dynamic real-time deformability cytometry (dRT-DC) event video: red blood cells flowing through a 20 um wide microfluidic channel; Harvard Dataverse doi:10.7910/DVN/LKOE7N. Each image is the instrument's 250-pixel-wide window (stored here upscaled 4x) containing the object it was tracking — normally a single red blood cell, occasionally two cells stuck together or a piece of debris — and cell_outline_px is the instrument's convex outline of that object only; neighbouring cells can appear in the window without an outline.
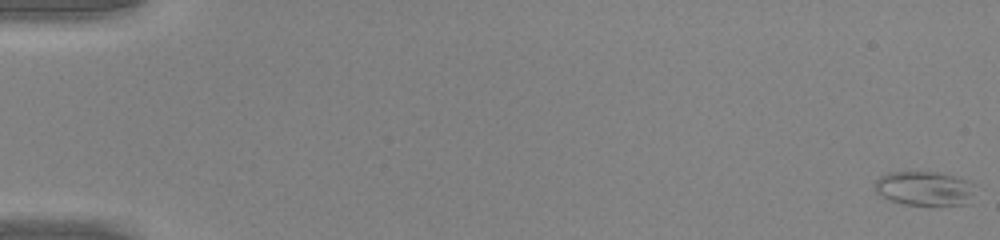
{"species": "common noctule bat (a hibernating species)", "species_latin": "Nyctalus noctula", "temperature_condition": "warm", "stored_images_in_passage": 50, "camera_frame_rate_fps": 3000, "um_per_image_px": 0.085, "animal": {"sex": "male", "body_mass_g": 20.0, "forearm_length_mm": 53.3}, "frame": {"image": 1, "passage_image": 1, "time_ms": 0.0, "image_size_px": [1000, 240], "cell_outline_px": [[972, 184], [968, 204], [904, 204], [888, 200], [880, 196], [876, 192], [876, 180], [880, 176], [888, 172], [936, 172], [968, 180]], "centroid_in_image_um": [78.49, 16.0], "position_along_channel_um": 6.5, "area_um2": 19.54}}
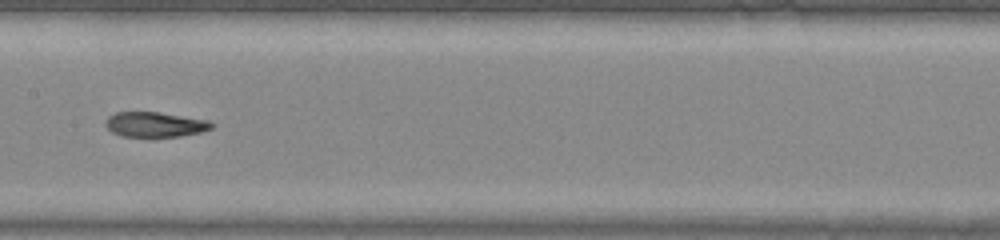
{"frame": {"image": 2, "passage_image": 27, "time_ms": 8.667, "image_size_px": [1000, 240], "cell_outline_px": [[216, 124], [212, 128], [200, 132], [180, 136], [148, 140], [124, 136], [112, 132], [104, 124], [104, 120], [108, 116], [116, 112], [160, 112], [208, 120]], "centroid_in_image_um": [13.16, 10.62], "position_along_channel_um": 194.2, "area_um2": 16.24}}
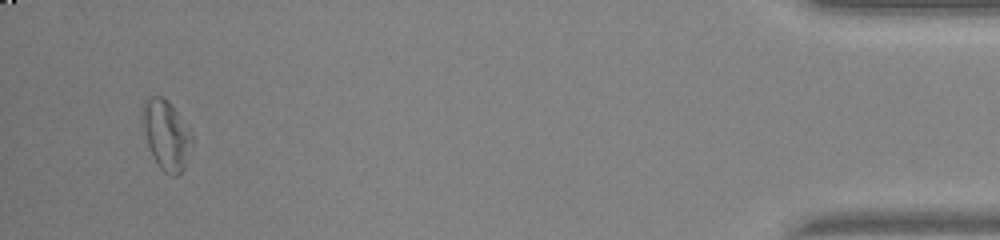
{"frame": {"image": 3, "passage_image": 48, "time_ms": 15.667, "image_size_px": [1000, 240], "cell_outline_px": [[192, 144], [184, 168], [180, 176], [172, 176], [164, 172], [160, 168], [152, 156], [144, 132], [140, 112], [140, 108], [144, 100], [152, 96], [164, 96], [168, 100], [192, 132]], "centroid_in_image_um": [14.11, 11.45], "position_along_channel_um": 421.1, "area_um2": 20.4}, "authors_computed_cell_mechanics": {"area_um2": 17.8024, "velocity_mm_per_s": 4.2838, "shape_relaxation_time_tau1_ms": null, "shape_relaxation_time_tau2_ms": 3.9886, "deformation_change_tau1": null, "deformation_change_tau2": 0.1359}}